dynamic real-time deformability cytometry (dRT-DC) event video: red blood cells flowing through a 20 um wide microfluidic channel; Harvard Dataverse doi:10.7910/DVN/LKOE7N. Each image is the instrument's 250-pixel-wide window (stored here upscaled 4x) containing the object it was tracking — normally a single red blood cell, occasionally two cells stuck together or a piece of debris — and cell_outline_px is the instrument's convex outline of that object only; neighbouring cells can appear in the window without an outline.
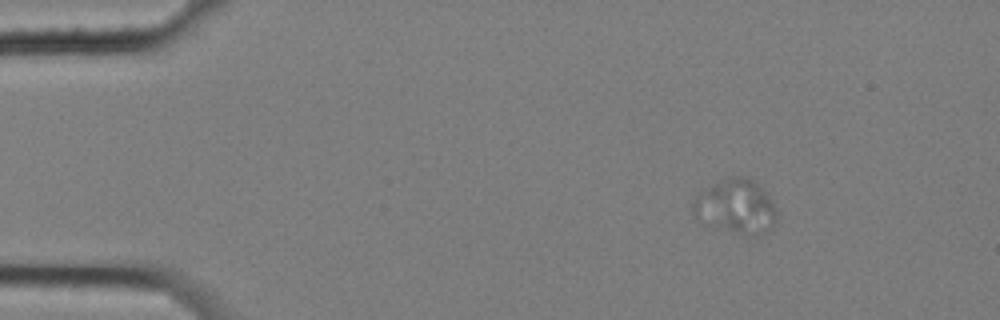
{"species": "common noctule bat (a hibernating species)", "species_latin": "Nyctalus noctula", "temperature_condition": "cold", "stored_images_in_passage": 4, "camera_frame_rate_fps": 3000, "um_per_image_px": 0.085, "animal": {"sex": "female", "body_mass_g": 25.1}, "frame": {"image": 1, "passage_image": 2, "time_ms": 0.333, "image_size_px": [1000, 320], "cell_outline_px": [[776, 220], [764, 232], [752, 240], [748, 240], [708, 224], [696, 216], [692, 212], [692, 200], [696, 196], [712, 184], [732, 176], [740, 176], [752, 180], [768, 196], [776, 212]], "centroid_in_image_um": [62.53, 17.63], "position_along_channel_um": 22.5, "area_um2": 26.47}}